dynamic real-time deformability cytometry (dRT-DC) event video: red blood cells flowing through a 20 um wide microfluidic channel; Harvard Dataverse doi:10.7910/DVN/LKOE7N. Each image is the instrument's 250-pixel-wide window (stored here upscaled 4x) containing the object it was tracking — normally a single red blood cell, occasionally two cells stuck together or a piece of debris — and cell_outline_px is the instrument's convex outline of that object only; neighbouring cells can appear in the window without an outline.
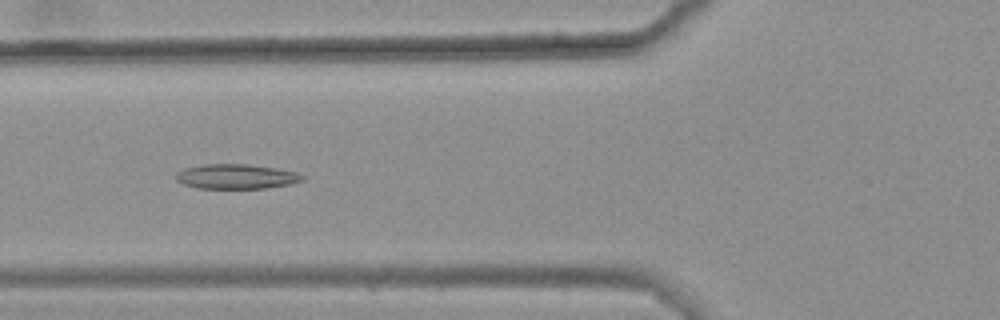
{"species": "common noctule bat (a hibernating species)", "species_latin": "Nyctalus noctula", "temperature_condition": "warm", "stored_images_in_passage": 41, "camera_frame_rate_fps": 3000, "um_per_image_px": 0.085, "animal": {"sex": "female", "body_mass_g": 25.1}, "frame": {"image": 1, "passage_image": 14, "time_ms": 4.333, "image_size_px": [1000, 320], "cell_outline_px": [[304, 180], [288, 184], [264, 188], [196, 188], [184, 184], [176, 180], [176, 172], [184, 168], [204, 164], [248, 164], [276, 168], [296, 172], [304, 176]], "centroid_in_image_um": [20.05, 14.99], "position_along_channel_um": 105.7, "area_um2": 18.15}}
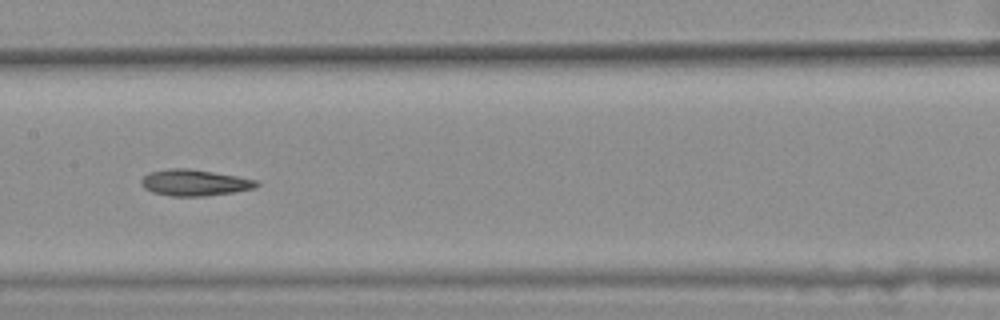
{"frame": {"image": 2, "passage_image": 21, "time_ms": 6.667, "image_size_px": [1000, 320], "cell_outline_px": [[260, 184], [256, 188], [232, 192], [204, 196], [172, 196], [152, 192], [144, 188], [140, 184], [140, 180], [148, 172], [172, 168], [188, 168], [236, 176], [256, 180]], "centroid_in_image_um": [16.5, 15.52], "position_along_channel_um": 190.9, "area_um2": 17.57}}
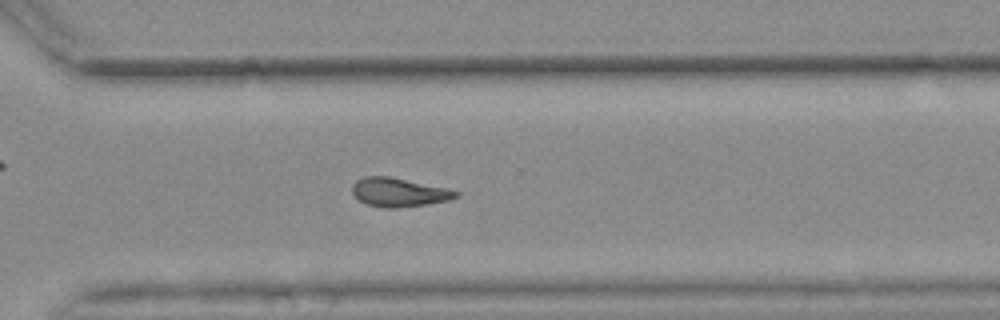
{"frame": {"image": 3, "passage_image": 33, "time_ms": 10.667, "image_size_px": [1000, 320], "cell_outline_px": [[460, 196], [448, 200], [424, 204], [396, 208], [388, 208], [368, 204], [360, 200], [352, 192], [352, 184], [356, 180], [364, 176], [388, 176], [448, 188], [460, 192]], "centroid_in_image_um": [33.91, 16.33], "position_along_channel_um": 336.7, "area_um2": 17.22}, "authors_computed_cell_mechanics": {"area_um2": 17.5712, "velocity_mm_per_s": 3.6487, "shape_relaxation_time_tau1_ms": null, "shape_relaxation_time_tau2_ms": 6.0395, "deformation_change_tau1": null, "deformation_change_tau2": 0.1393}}